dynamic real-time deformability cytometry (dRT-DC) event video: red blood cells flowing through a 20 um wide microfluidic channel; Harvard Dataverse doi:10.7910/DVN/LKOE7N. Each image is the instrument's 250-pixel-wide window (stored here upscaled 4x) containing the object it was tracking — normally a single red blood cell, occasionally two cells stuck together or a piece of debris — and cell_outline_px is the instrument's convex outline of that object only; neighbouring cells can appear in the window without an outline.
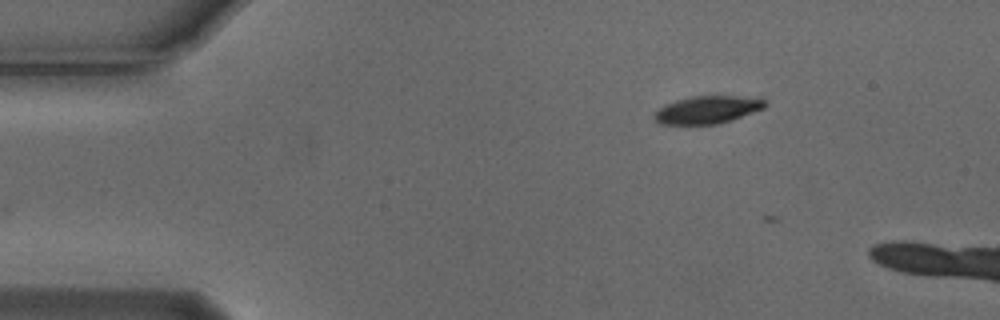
{"species": "Egyptian fruit bat (a non-hibernating species)", "species_latin": "Rousettus aegyptiacus", "temperature_condition": "cold", "stored_images_in_passage": 3, "camera_frame_rate_fps": 3000, "um_per_image_px": 0.085, "animal": {"sex": "male"}, "frame": {"image": 1, "passage_image": 3, "time_ms": 0.667, "image_size_px": [1000, 320], "cell_outline_px": [[768, 104], [764, 108], [732, 120], [716, 124], [660, 124], [652, 120], [652, 116], [664, 104], [688, 96], [760, 96]], "centroid_in_image_um": [60.14, 9.31], "position_along_channel_um": 24.9, "area_um2": 18.15}}